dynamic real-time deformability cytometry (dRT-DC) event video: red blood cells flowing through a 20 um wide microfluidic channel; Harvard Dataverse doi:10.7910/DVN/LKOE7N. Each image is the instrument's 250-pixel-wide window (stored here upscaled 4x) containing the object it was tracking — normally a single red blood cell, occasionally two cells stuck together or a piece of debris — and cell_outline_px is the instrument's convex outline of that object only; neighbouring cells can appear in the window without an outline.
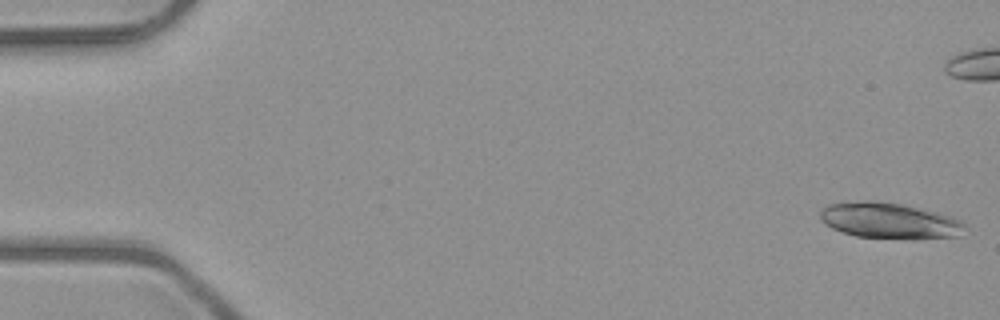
{"species": "common noctule bat (a hibernating species)", "species_latin": "Nyctalus noctula", "temperature_condition": "room temperature", "stored_images_in_passage": 13, "camera_frame_rate_fps": 3000, "um_per_image_px": 0.085, "animal": {"sex": "male", "body_mass_g": 23.1, "forearm_length_mm": 52.7}, "frame": {"image": 1, "passage_image": 1, "time_ms": 0.0, "image_size_px": [1000, 320], "cell_outline_px": [[964, 224], [956, 236], [856, 236], [840, 232], [832, 228], [820, 220], [820, 212], [828, 204], [860, 200], [876, 200], [900, 204], [936, 212], [952, 216], [960, 220]], "centroid_in_image_um": [75.45, 18.69], "position_along_channel_um": 9.5, "area_um2": 28.84}}